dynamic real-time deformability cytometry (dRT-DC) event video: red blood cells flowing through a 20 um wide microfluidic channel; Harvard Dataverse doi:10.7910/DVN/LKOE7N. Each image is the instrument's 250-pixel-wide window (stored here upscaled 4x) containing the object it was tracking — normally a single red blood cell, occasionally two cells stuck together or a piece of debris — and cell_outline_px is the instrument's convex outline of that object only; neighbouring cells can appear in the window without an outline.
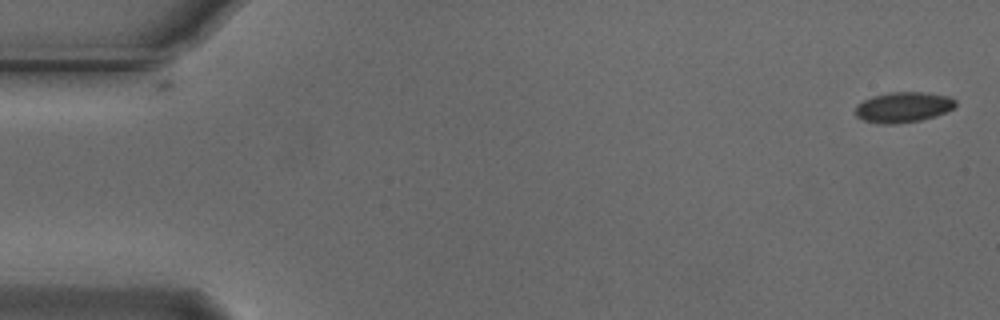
{"species": "Egyptian fruit bat (a non-hibernating species)", "species_latin": "Rousettus aegyptiacus", "temperature_condition": "cold", "stored_images_in_passage": 54, "camera_frame_rate_fps": 3000, "um_per_image_px": 0.085, "animal": {"sex": "male"}, "frame": {"image": 1, "passage_image": 1, "time_ms": 0.0, "image_size_px": [1000, 320], "cell_outline_px": [[956, 104], [952, 108], [936, 116], [920, 120], [896, 124], [884, 124], [864, 120], [856, 116], [856, 104], [872, 96], [892, 92], [924, 92], [948, 96], [956, 100]], "centroid_in_image_um": [76.77, 9.11], "position_along_channel_um": 8.2, "area_um2": 17.63}}
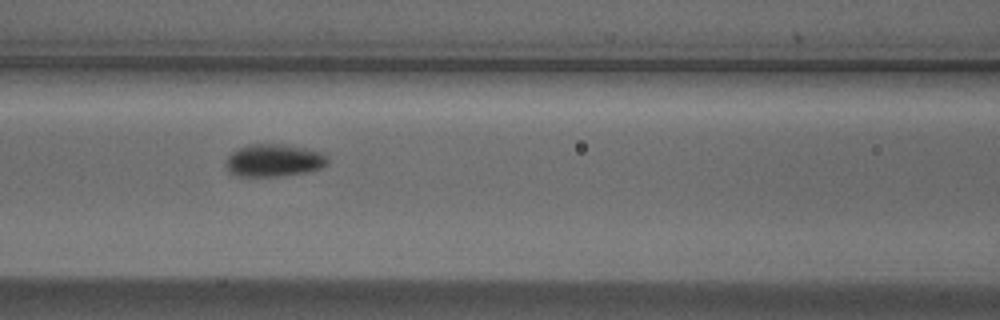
{"frame": {"image": 2, "passage_image": 23, "time_ms": 7.333, "image_size_px": [1000, 320], "cell_outline_px": [[328, 164], [320, 168], [308, 172], [284, 176], [236, 176], [228, 172], [224, 164], [228, 156], [232, 152], [240, 148], [252, 144], [280, 144], [308, 148], [324, 152], [328, 156]], "centroid_in_image_um": [23.31, 13.64], "position_along_channel_um": 143.3, "area_um2": 19.59}}
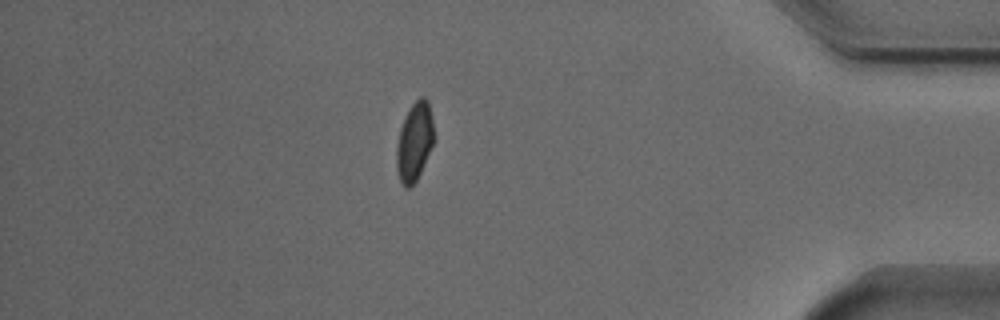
{"frame": {"image": 3, "passage_image": 47, "time_ms": 15.333, "image_size_px": [1000, 320], "cell_outline_px": [[432, 144], [420, 172], [416, 180], [408, 188], [404, 188], [400, 184], [396, 168], [396, 148], [400, 128], [404, 116], [408, 108], [420, 96], [424, 96], [428, 100], [432, 116]], "centroid_in_image_um": [35.18, 12.03], "position_along_channel_um": 400.0, "area_um2": 16.99}, "authors_computed_cell_mechanics": {"area_um2": 17.918, "velocity_mm_per_s": 3.72, "shape_relaxation_time_tau1_ms": 2.7925, "shape_relaxation_time_tau2_ms": null, "deformation_change_tau1": 0.0689, "deformation_change_tau2": null}}